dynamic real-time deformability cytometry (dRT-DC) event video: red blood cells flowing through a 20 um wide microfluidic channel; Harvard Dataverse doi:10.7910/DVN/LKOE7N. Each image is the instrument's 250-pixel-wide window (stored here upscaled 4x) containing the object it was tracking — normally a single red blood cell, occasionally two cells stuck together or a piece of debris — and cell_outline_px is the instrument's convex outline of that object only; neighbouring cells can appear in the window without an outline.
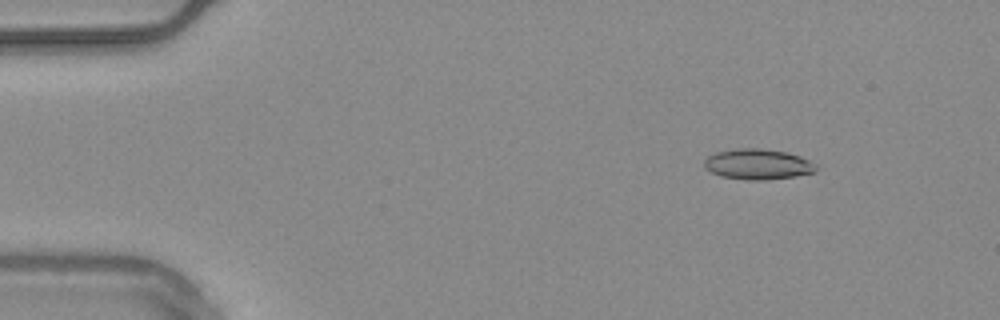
{"species": "common noctule bat (a hibernating species)", "species_latin": "Nyctalus noctula", "temperature_condition": "warm", "stored_images_in_passage": 49, "camera_frame_rate_fps": 3000, "um_per_image_px": 0.085, "animal": {"sex": "male", "body_mass_g": 20.4}, "frame": {"image": 1, "passage_image": 1, "time_ms": 0.0, "image_size_px": [1000, 320], "cell_outline_px": [[816, 172], [796, 176], [768, 180], [748, 180], [720, 176], [704, 168], [704, 160], [708, 156], [716, 152], [736, 148], [760, 148], [788, 152], [800, 156], [816, 164]], "centroid_in_image_um": [64.41, 13.96], "position_along_channel_um": 20.6, "area_um2": 20.06}}
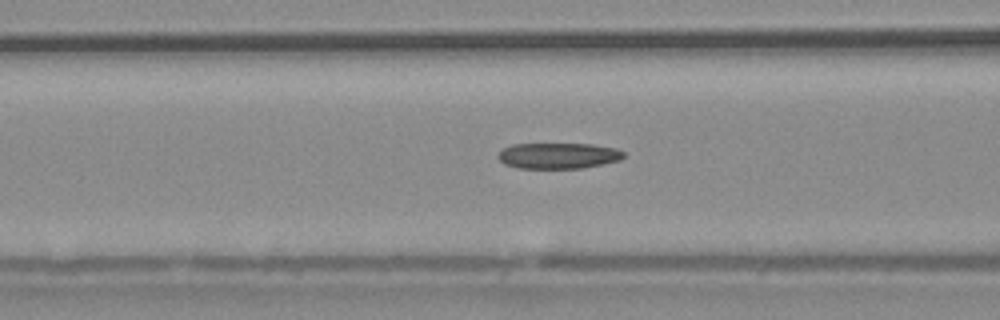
{"frame": {"image": 2, "passage_image": 16, "time_ms": 5.0, "image_size_px": [1000, 320], "cell_outline_px": [[624, 156], [620, 160], [584, 168], [516, 168], [504, 164], [496, 156], [504, 148], [512, 144], [592, 144], [616, 148], [624, 152]], "centroid_in_image_um": [47.45, 13.24], "position_along_channel_um": 119.2, "area_um2": 18.96}}
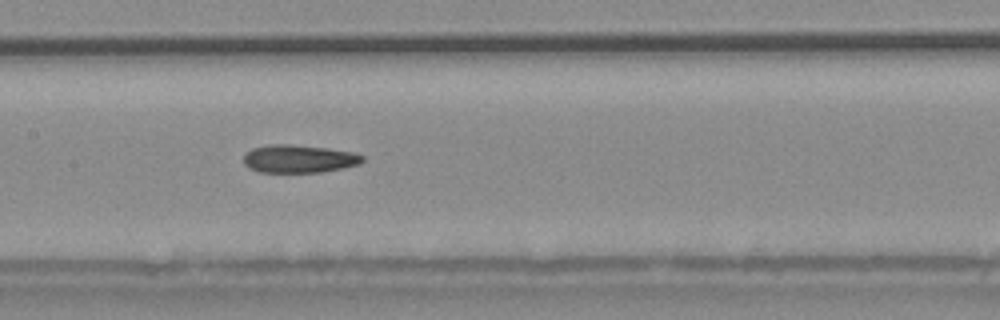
{"frame": {"image": 3, "passage_image": 21, "time_ms": 6.667, "image_size_px": [1000, 320], "cell_outline_px": [[364, 160], [360, 164], [324, 172], [260, 172], [248, 168], [244, 164], [244, 156], [252, 148], [268, 144], [288, 144], [328, 148], [356, 152], [364, 156]], "centroid_in_image_um": [25.43, 13.49], "position_along_channel_um": 182.0, "area_um2": 19.54}, "authors_computed_cell_mechanics": {"area_um2": 19.4786, "velocity_mm_per_s": 3.7561, "shape_relaxation_time_tau1_ms": null, "shape_relaxation_time_tau2_ms": 6.4938, "deformation_change_tau1": null, "deformation_change_tau2": 0.1551}}